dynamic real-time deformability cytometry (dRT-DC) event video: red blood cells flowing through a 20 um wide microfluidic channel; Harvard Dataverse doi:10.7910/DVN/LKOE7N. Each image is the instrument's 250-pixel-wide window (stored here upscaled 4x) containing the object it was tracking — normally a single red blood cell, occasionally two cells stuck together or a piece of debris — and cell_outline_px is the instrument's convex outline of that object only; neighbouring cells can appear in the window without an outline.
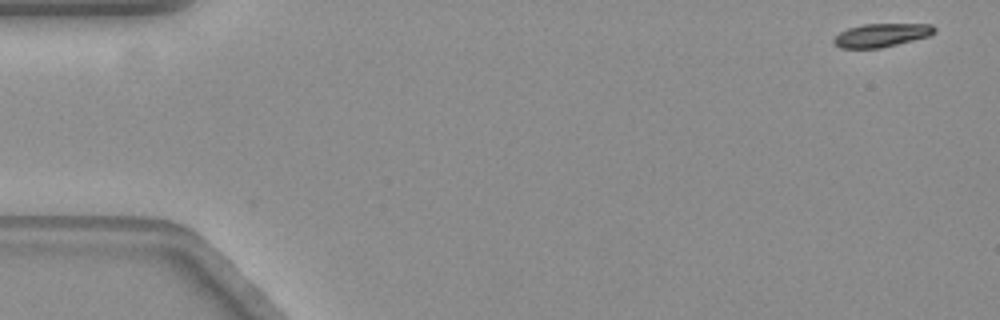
{"species": "common noctule bat (a hibernating species)", "species_latin": "Nyctalus noctula", "temperature_condition": "warm", "stored_images_in_passage": 57, "camera_frame_rate_fps": 3000, "um_per_image_px": 0.085, "animal": {"sex": "female", "body_mass_g": 19.3, "forearm_length_mm": 54.1}, "frame": {"image": 1, "passage_image": 1, "time_ms": 0.0, "image_size_px": [1000, 320], "cell_outline_px": [[936, 32], [928, 36], [880, 48], [840, 48], [832, 40], [840, 32], [848, 28], [864, 24], [932, 24], [936, 28]], "centroid_in_image_um": [74.93, 2.98], "position_along_channel_um": 10.1, "area_um2": 13.58}}
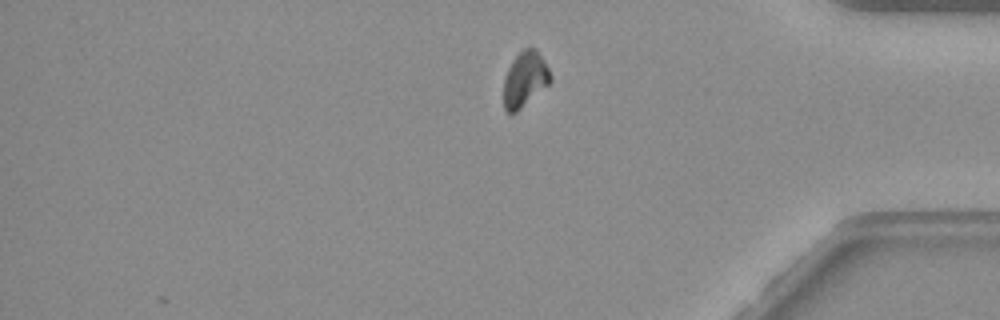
{"frame": {"image": 2, "passage_image": 47, "time_ms": 15.333, "image_size_px": [1000, 320], "cell_outline_px": [[552, 80], [548, 84], [516, 112], [508, 112], [504, 108], [504, 80], [508, 68], [512, 60], [524, 48], [536, 48], [544, 60], [552, 76]], "centroid_in_image_um": [44.62, 6.71], "position_along_channel_um": 390.6, "area_um2": 14.8}}
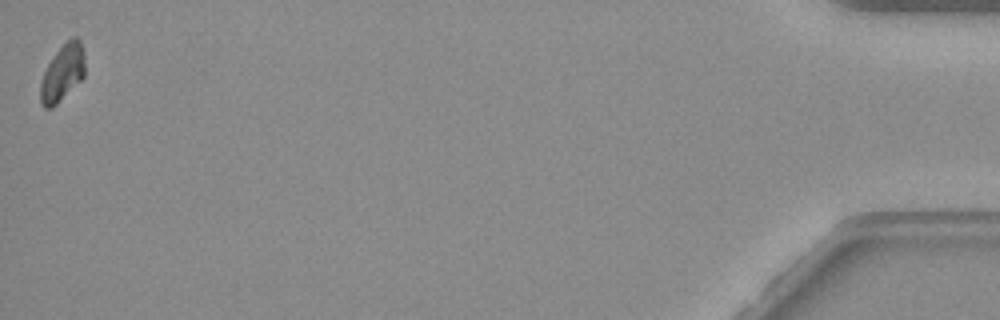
{"frame": {"image": 3, "passage_image": 57, "time_ms": 18.667, "image_size_px": [1000, 320], "cell_outline_px": [[84, 76], [52, 108], [44, 108], [40, 104], [40, 84], [44, 72], [52, 56], [72, 36], [76, 36], [80, 40], [84, 56]], "centroid_in_image_um": [5.29, 6.19], "position_along_channel_um": 429.9, "area_um2": 14.45}}